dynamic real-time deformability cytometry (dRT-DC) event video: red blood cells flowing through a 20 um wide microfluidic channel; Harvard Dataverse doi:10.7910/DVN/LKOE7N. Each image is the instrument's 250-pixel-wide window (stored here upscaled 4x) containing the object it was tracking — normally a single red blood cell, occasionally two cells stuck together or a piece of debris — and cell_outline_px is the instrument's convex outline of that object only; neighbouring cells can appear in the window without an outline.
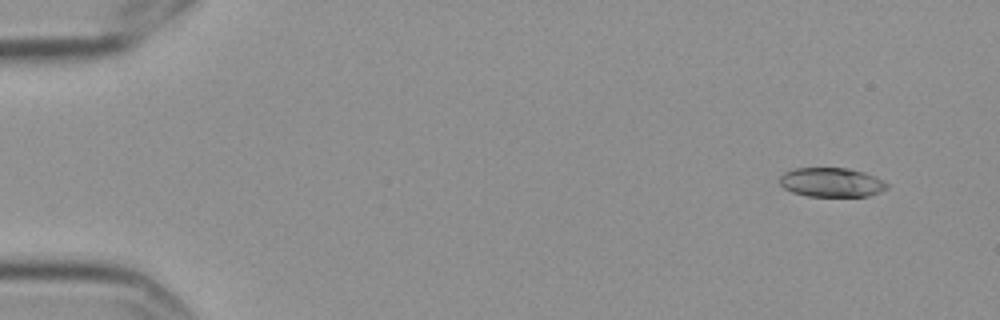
{"species": "Egyptian fruit bat (a non-hibernating species)", "species_latin": "Rousettus aegyptiacus", "temperature_condition": "cold", "stored_images_in_passage": 8, "camera_frame_rate_fps": 3000, "um_per_image_px": 0.085, "frame": {"image": 1, "passage_image": 2, "time_ms": 0.333, "image_size_px": [1000, 320], "cell_outline_px": [[888, 188], [880, 192], [868, 196], [808, 196], [792, 192], [784, 188], [780, 184], [780, 176], [784, 172], [792, 168], [848, 168], [864, 172], [888, 184]], "centroid_in_image_um": [70.64, 15.5], "position_along_channel_um": 14.4, "area_um2": 18.21}}
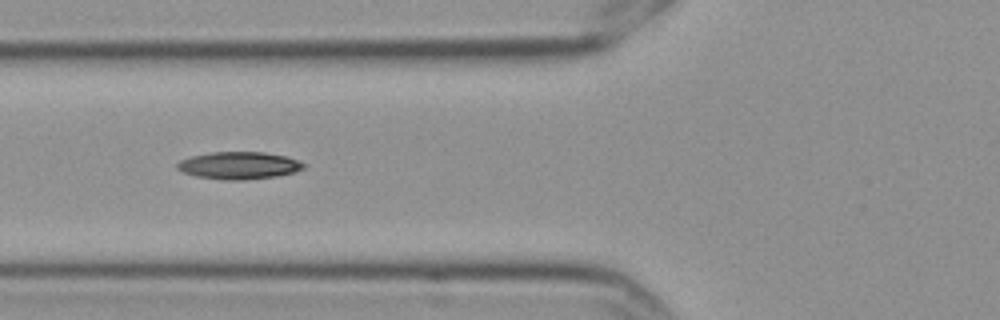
{"frame": {"image": 2, "passage_image": 7, "time_ms": 2.0, "image_size_px": [1000, 320], "cell_outline_px": [[304, 168], [296, 172], [276, 176], [244, 180], [224, 180], [196, 176], [184, 172], [176, 168], [176, 164], [180, 160], [192, 156], [212, 152], [264, 152], [288, 156], [304, 164]], "centroid_in_image_um": [20.31, 14.06], "position_along_channel_um": 105.5, "area_um2": 20.11}}
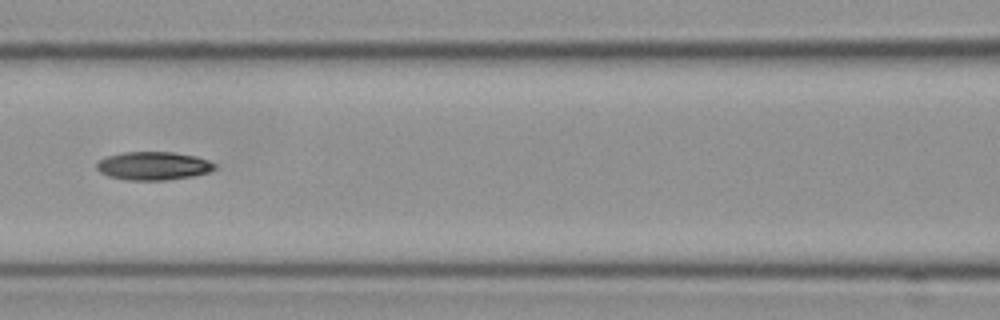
{"frame": {"image": 3, "passage_image": 8, "time_ms": 2.333, "image_size_px": [1000, 320], "cell_outline_px": [[216, 168], [208, 172], [192, 176], [168, 180], [124, 180], [108, 176], [100, 172], [96, 168], [96, 164], [100, 160], [108, 156], [124, 152], [172, 152], [196, 156], [208, 160], [216, 164]], "centroid_in_image_um": [13.04, 14.1], "position_along_channel_um": 153.6, "area_um2": 19.48}}